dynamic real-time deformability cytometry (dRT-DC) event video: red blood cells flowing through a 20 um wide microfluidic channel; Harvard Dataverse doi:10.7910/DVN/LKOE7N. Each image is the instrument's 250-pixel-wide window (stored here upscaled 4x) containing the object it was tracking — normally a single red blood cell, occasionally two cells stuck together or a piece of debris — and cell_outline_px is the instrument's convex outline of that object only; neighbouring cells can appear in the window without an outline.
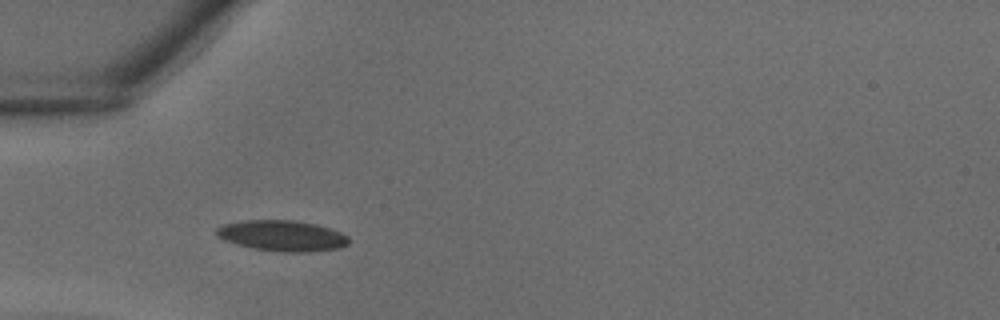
{"species": "common noctule bat (a hibernating species)", "species_latin": "Nyctalus noctula", "temperature_condition": "warm", "stored_images_in_passage": 5, "camera_frame_rate_fps": 3000, "um_per_image_px": 0.085, "animal": {"sex": "male", "body_mass_g": 18.8}, "frame": {"image": 1, "passage_image": 3, "time_ms": 0.667, "image_size_px": [1000, 320], "cell_outline_px": [[348, 244], [340, 248], [312, 252], [280, 252], [252, 248], [236, 244], [224, 240], [216, 236], [216, 228], [224, 224], [244, 220], [292, 220], [316, 224], [340, 232], [348, 236]], "centroid_in_image_um": [23.97, 20.04], "position_along_channel_um": 61.0, "area_um2": 23.81}}